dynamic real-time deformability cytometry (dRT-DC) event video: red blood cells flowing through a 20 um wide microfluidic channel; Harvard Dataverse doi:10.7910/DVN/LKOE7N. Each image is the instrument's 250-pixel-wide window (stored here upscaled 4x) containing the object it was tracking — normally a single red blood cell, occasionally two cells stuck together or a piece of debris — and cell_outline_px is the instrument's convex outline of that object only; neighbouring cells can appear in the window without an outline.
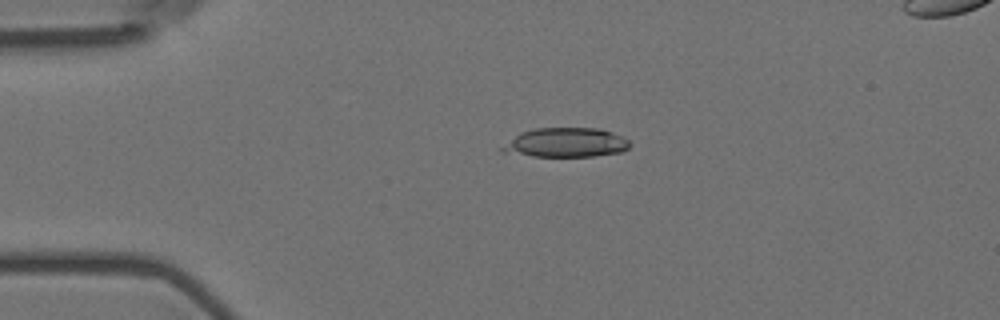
{"species": "Egyptian fruit bat (a non-hibernating species)", "species_latin": "Rousettus aegyptiacus", "temperature_condition": "room temperature", "stored_images_in_passage": 5, "camera_frame_rate_fps": 3000, "um_per_image_px": 0.085, "animal": {"sex": "female"}, "frame": {"image": 1, "passage_image": 1, "time_ms": 0.0, "image_size_px": [1000, 320], "cell_outline_px": [[632, 144], [624, 152], [592, 156], [532, 156], [500, 152], [500, 148], [520, 132], [536, 128], [600, 128], [624, 136]], "centroid_in_image_um": [48.14, 12.12], "position_along_channel_um": 36.9, "area_um2": 21.96}}